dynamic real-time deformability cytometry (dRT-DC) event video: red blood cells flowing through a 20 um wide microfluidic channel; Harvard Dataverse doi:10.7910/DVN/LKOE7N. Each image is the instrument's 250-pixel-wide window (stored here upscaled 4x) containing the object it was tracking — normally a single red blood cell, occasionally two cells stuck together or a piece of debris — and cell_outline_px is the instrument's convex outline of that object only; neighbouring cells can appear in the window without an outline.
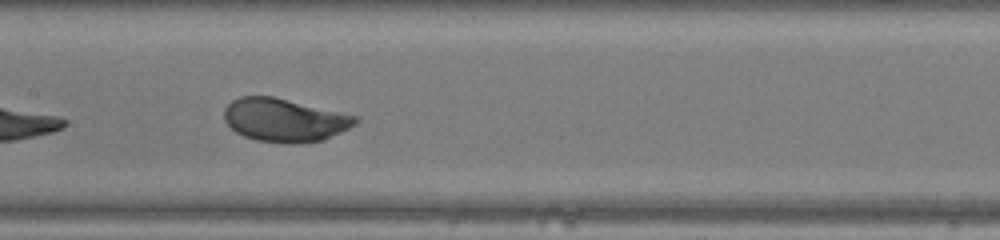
{"species": "human", "species_latin": "Homo sapiens", "temperature_condition": "warm", "stored_images_in_passage": 30, "camera_frame_rate_fps": 3000, "um_per_image_px": 0.085, "donor": {"sex": "female"}, "frame": {"image": 1, "passage_image": 9, "time_ms": 2.667, "image_size_px": [1000, 240], "cell_outline_px": [[360, 120], [356, 124], [324, 140], [292, 144], [288, 144], [256, 140], [244, 136], [236, 132], [224, 120], [224, 108], [232, 100], [240, 96], [272, 96], [360, 116]], "centroid_in_image_um": [24.2, 10.2], "position_along_channel_um": 183.2, "area_um2": 33.23}}
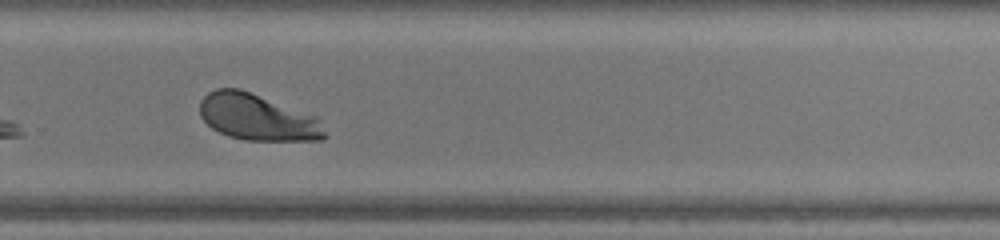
{"frame": {"image": 2, "passage_image": 18, "time_ms": 5.667, "image_size_px": [1000, 240], "cell_outline_px": [[328, 136], [324, 140], [244, 140], [228, 136], [212, 128], [200, 116], [200, 100], [208, 92], [216, 88], [240, 88], [320, 116]], "centroid_in_image_um": [21.95, 9.96], "position_along_channel_um": 307.9, "area_um2": 34.45}}